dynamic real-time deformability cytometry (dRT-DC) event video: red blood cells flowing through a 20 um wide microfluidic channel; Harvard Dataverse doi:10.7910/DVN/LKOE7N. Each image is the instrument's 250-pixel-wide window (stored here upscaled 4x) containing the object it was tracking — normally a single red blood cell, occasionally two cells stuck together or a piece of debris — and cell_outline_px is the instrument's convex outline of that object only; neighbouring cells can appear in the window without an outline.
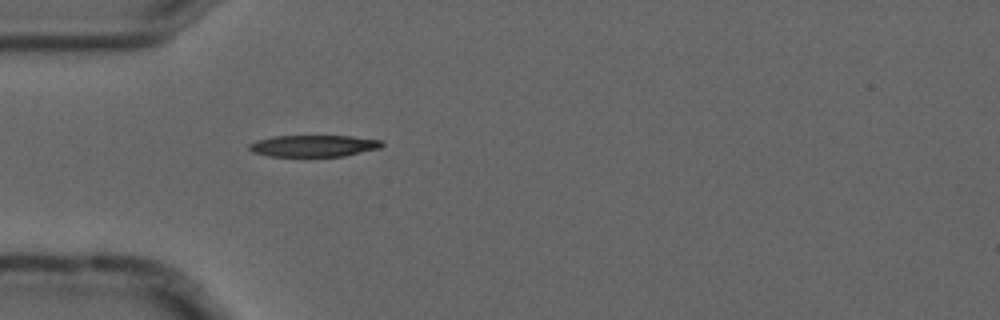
{"species": "common noctule bat (a hibernating species)", "species_latin": "Nyctalus noctula", "temperature_condition": "cold", "stored_images_in_passage": 1, "camera_frame_rate_fps": 3000, "um_per_image_px": 0.085, "animal": {"sex": "male", "forearm_length_mm": 52.5}, "frame": {"image": 1, "passage_image": 1, "time_ms": 0.0, "image_size_px": [1000, 320], "cell_outline_px": [[384, 144], [380, 148], [344, 156], [268, 156], [252, 152], [248, 148], [248, 144], [256, 140], [272, 136], [352, 136], [384, 140]], "centroid_in_image_um": [26.66, 12.39], "position_along_channel_um": 58.3, "area_um2": 16.88}}